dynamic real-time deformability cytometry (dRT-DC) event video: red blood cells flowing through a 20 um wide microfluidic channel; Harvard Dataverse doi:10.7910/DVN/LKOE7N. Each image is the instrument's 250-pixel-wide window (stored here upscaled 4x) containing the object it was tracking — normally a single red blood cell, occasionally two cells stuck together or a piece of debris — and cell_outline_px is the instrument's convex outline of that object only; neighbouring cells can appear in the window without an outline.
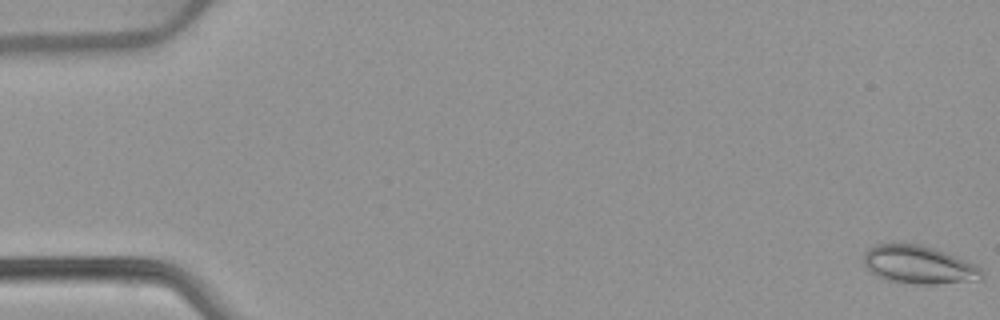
{"species": "common noctule bat (a hibernating species)", "species_latin": "Nyctalus noctula", "temperature_condition": "warm", "stored_images_in_passage": 53, "camera_frame_rate_fps": 3000, "um_per_image_px": 0.085, "animal": {"sex": "female", "body_mass_g": 22.7, "forearm_length_mm": 54.2}, "frame": {"image": 1, "passage_image": 1, "time_ms": 0.0, "image_size_px": [1000, 320], "cell_outline_px": [[984, 280], [936, 284], [916, 284], [884, 280], [876, 276], [864, 264], [864, 252], [868, 248], [876, 244], [920, 244], [956, 256], [980, 268], [984, 272]], "centroid_in_image_um": [78.1, 22.52], "position_along_channel_um": 6.9, "area_um2": 26.24}}
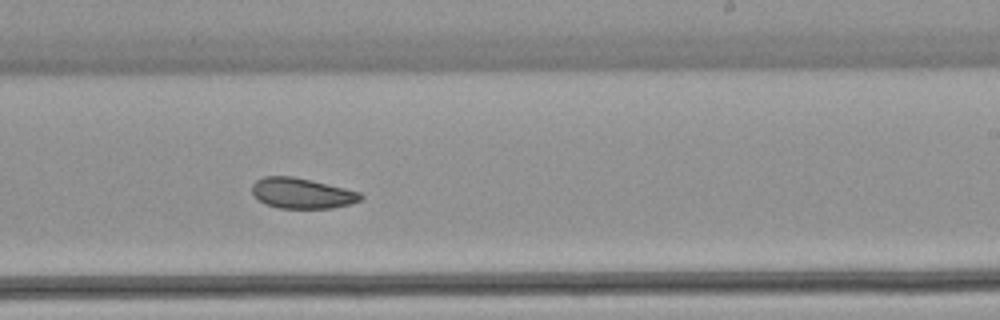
{"frame": {"image": 2, "passage_image": 33, "time_ms": 10.667, "image_size_px": [1000, 320], "cell_outline_px": [[364, 196], [360, 200], [352, 204], [332, 208], [280, 208], [264, 204], [252, 192], [252, 184], [256, 180], [264, 176], [292, 176], [312, 180], [360, 192]], "centroid_in_image_um": [25.67, 16.42], "position_along_channel_um": 263.3, "area_um2": 19.31}}
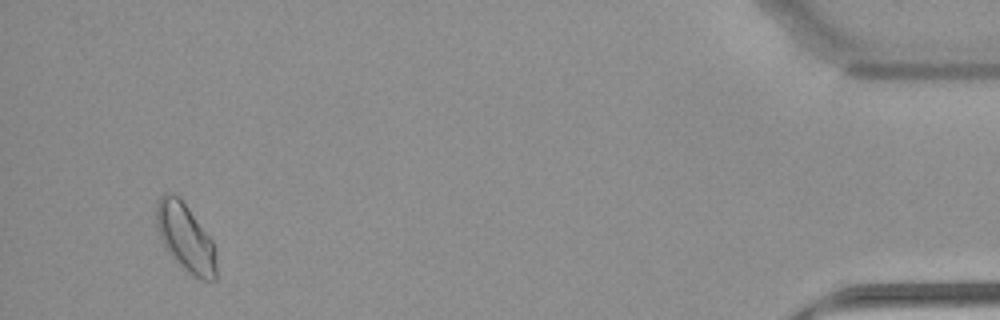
{"frame": {"image": 3, "passage_image": 51, "time_ms": 16.667, "image_size_px": [1000, 320], "cell_outline_px": [[216, 280], [200, 280], [192, 276], [164, 248], [156, 228], [156, 200], [164, 192], [172, 192], [184, 204], [212, 240], [216, 248]], "centroid_in_image_um": [15.75, 20.21], "position_along_channel_um": 419.5, "area_um2": 23.64}, "authors_computed_cell_mechanics": {"area_um2": 21.5594, "velocity_mm_per_s": 3.861, "shape_relaxation_time_tau1_ms": 4.9271, "shape_relaxation_time_tau2_ms": 9.2505, "deformation_change_tau1": 0.0792, "deformation_change_tau2": 0.1189}}